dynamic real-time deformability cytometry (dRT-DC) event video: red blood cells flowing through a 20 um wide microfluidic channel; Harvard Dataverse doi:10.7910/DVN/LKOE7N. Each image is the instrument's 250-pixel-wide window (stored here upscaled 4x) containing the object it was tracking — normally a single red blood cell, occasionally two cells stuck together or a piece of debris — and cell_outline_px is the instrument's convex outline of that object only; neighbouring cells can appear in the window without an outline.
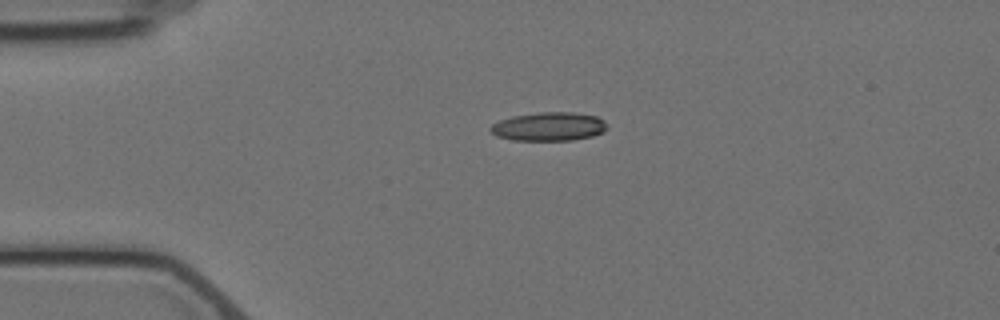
{"species": "Egyptian fruit bat (a non-hibernating species)", "species_latin": "Rousettus aegyptiacus", "temperature_condition": "cold", "stored_images_in_passage": 2, "camera_frame_rate_fps": 3000, "um_per_image_px": 0.085, "animal": {"sex": "female"}, "frame": {"image": 1, "passage_image": 1, "time_ms": 0.0, "image_size_px": [1000, 320], "cell_outline_px": [[608, 128], [604, 132], [592, 136], [572, 140], [512, 140], [496, 136], [488, 128], [492, 124], [500, 120], [512, 116], [540, 112], [572, 112], [596, 116], [604, 120], [608, 124]], "centroid_in_image_um": [46.67, 10.75], "position_along_channel_um": 38.3, "area_um2": 19.59}}